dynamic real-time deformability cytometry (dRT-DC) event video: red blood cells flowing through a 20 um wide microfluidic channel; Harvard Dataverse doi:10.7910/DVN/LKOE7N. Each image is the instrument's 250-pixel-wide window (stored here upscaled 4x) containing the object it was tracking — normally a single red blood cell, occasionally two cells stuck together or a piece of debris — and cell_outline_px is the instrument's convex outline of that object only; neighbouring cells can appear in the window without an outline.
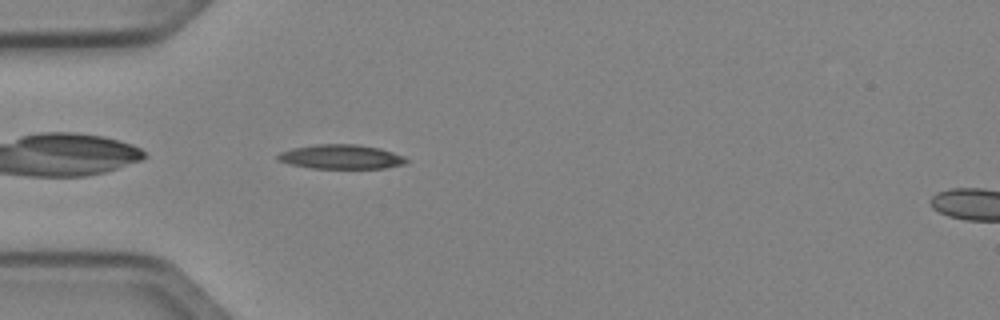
{"species": "Egyptian fruit bat (a non-hibernating species)", "species_latin": "Rousettus aegyptiacus", "temperature_condition": "cold", "stored_images_in_passage": 37, "camera_frame_rate_fps": 3000, "um_per_image_px": 0.085, "animal": {"sex": "female"}, "frame": {"image": 1, "passage_image": 2, "time_ms": 0.333, "image_size_px": [1000, 320], "cell_outline_px": [[408, 160], [404, 164], [384, 168], [312, 168], [292, 164], [276, 160], [276, 156], [280, 152], [292, 148], [312, 144], [356, 144], [380, 148], [404, 156]], "centroid_in_image_um": [28.97, 13.32], "position_along_channel_um": 56.0, "area_um2": 18.21}}
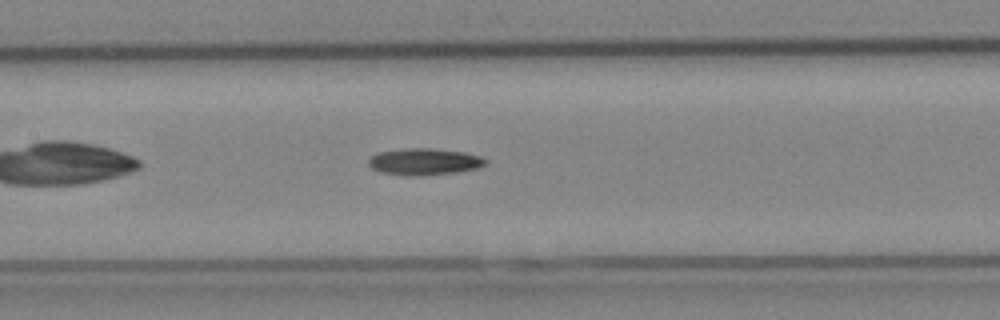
{"frame": {"image": 2, "passage_image": 11, "time_ms": 3.333, "image_size_px": [1000, 320], "cell_outline_px": [[488, 164], [480, 168], [456, 172], [424, 176], [404, 176], [380, 172], [372, 168], [368, 164], [368, 160], [376, 152], [404, 148], [432, 148], [464, 152], [480, 156], [488, 160]], "centroid_in_image_um": [36.08, 13.75], "position_along_channel_um": 171.3, "area_um2": 18.61}}
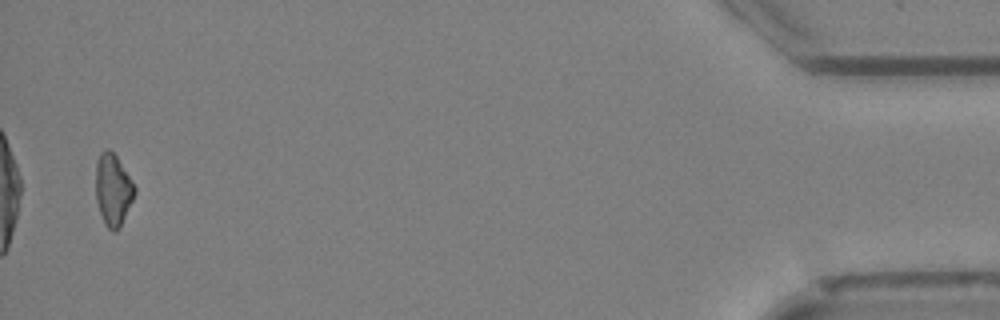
{"frame": {"image": 3, "passage_image": 36, "time_ms": 11.667, "image_size_px": [1000, 320], "cell_outline_px": [[136, 192], [120, 228], [116, 232], [112, 232], [104, 224], [96, 200], [96, 160], [100, 152], [104, 148], [108, 148], [116, 156], [136, 188]], "centroid_in_image_um": [9.59, 16.14], "position_along_channel_um": 425.6, "area_um2": 16.3}}